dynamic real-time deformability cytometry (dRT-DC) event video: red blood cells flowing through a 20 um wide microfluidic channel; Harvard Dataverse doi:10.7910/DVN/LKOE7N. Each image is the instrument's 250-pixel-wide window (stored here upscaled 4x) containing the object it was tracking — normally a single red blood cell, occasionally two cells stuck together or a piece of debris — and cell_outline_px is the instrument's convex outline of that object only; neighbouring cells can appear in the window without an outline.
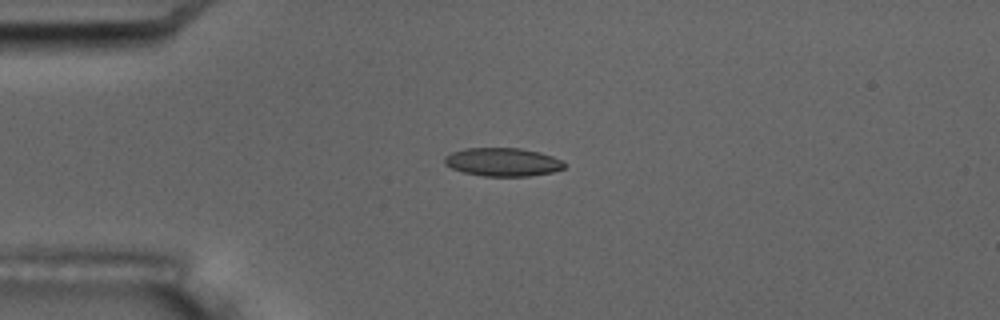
{"species": "common noctule bat (a hibernating species)", "species_latin": "Nyctalus noctula", "temperature_condition": "room temperature", "stored_images_in_passage": 4, "camera_frame_rate_fps": 3000, "um_per_image_px": 0.085, "animal": {"sex": "male", "body_mass_g": 17.5, "forearm_length_mm": 52.3}, "frame": {"image": 1, "passage_image": 2, "time_ms": 1.333, "image_size_px": [1000, 320], "cell_outline_px": [[564, 168], [552, 172], [528, 176], [484, 176], [464, 172], [452, 168], [444, 164], [444, 156], [452, 152], [464, 148], [520, 148], [540, 152], [552, 156], [560, 160], [564, 164]], "centroid_in_image_um": [42.7, 13.76], "position_along_channel_um": 42.3, "area_um2": 19.71}}